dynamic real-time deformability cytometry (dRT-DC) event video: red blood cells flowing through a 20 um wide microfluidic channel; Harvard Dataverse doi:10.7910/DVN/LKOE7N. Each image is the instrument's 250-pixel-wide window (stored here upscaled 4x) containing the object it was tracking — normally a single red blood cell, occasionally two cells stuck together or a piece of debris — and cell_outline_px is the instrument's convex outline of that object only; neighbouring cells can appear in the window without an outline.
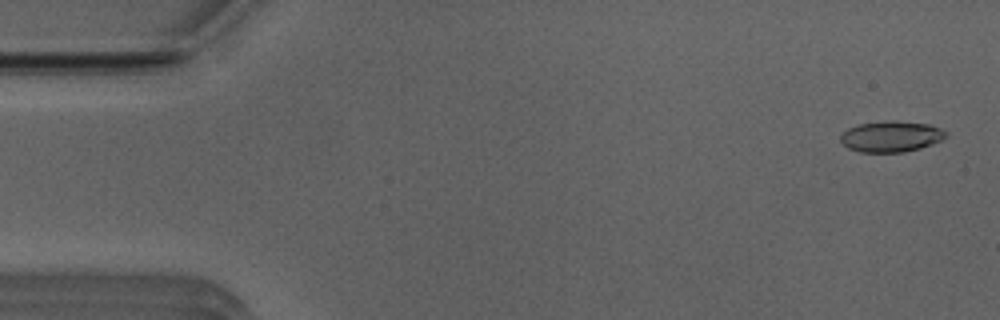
{"species": "Egyptian fruit bat (a non-hibernating species)", "species_latin": "Rousettus aegyptiacus", "temperature_condition": "room temperature", "stored_images_in_passage": 51, "camera_frame_rate_fps": 3000, "um_per_image_px": 0.085, "animal": {"sex": "male"}, "frame": {"image": 1, "passage_image": 2, "time_ms": 0.333, "image_size_px": [1000, 320], "cell_outline_px": [[948, 136], [940, 140], [920, 148], [904, 152], [860, 152], [848, 148], [840, 140], [840, 136], [848, 128], [860, 124], [892, 120], [896, 120], [928, 124], [940, 128], [948, 132]], "centroid_in_image_um": [75.75, 11.6], "position_along_channel_um": 9.2, "area_um2": 18.9}}
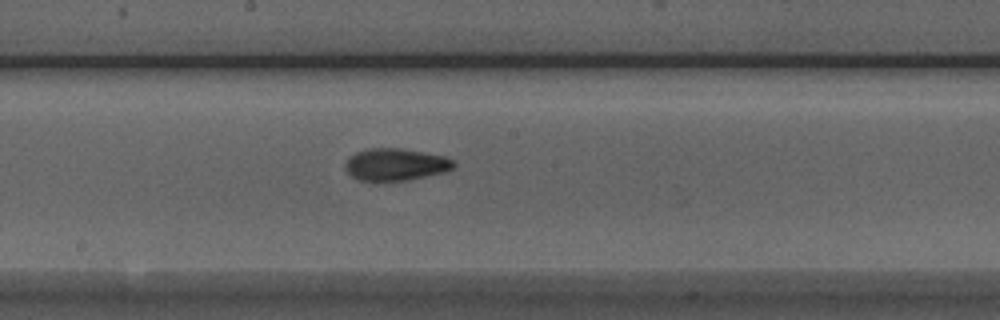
{"frame": {"image": 2, "passage_image": 27, "time_ms": 8.667, "image_size_px": [1000, 320], "cell_outline_px": [[456, 164], [452, 168], [444, 172], [408, 180], [360, 180], [352, 176], [344, 168], [344, 164], [348, 156], [356, 152], [368, 148], [400, 148], [424, 152], [444, 156], [452, 160]], "centroid_in_image_um": [33.59, 13.96], "position_along_channel_um": 214.6, "area_um2": 20.23}}
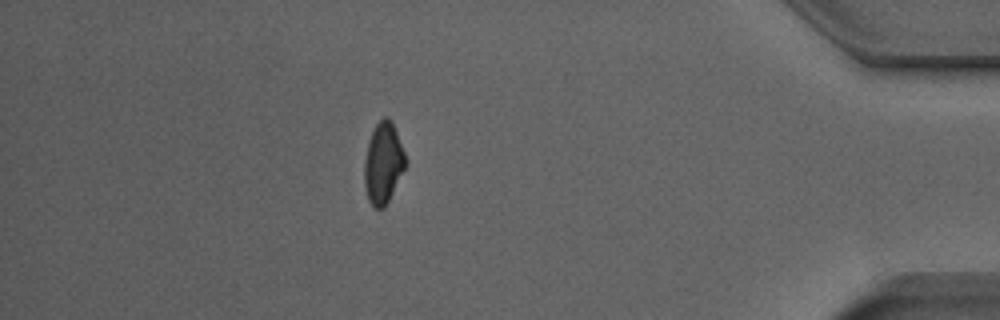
{"frame": {"image": 3, "passage_image": 45, "time_ms": 14.667, "image_size_px": [1000, 320], "cell_outline_px": [[404, 168], [384, 208], [376, 208], [368, 200], [364, 184], [364, 164], [368, 140], [376, 124], [384, 116], [388, 116], [392, 120], [404, 152]], "centroid_in_image_um": [32.54, 13.83], "position_along_channel_um": 402.7, "area_um2": 19.02}, "authors_computed_cell_mechanics": {"area_um2": 19.652, "velocity_mm_per_s": 3.9544, "shape_relaxation_time_tau1_ms": 6.714, "shape_relaxation_time_tau2_ms": 2.7816, "deformation_change_tau1": 0.1669, "deformation_change_tau2": 0.082}}